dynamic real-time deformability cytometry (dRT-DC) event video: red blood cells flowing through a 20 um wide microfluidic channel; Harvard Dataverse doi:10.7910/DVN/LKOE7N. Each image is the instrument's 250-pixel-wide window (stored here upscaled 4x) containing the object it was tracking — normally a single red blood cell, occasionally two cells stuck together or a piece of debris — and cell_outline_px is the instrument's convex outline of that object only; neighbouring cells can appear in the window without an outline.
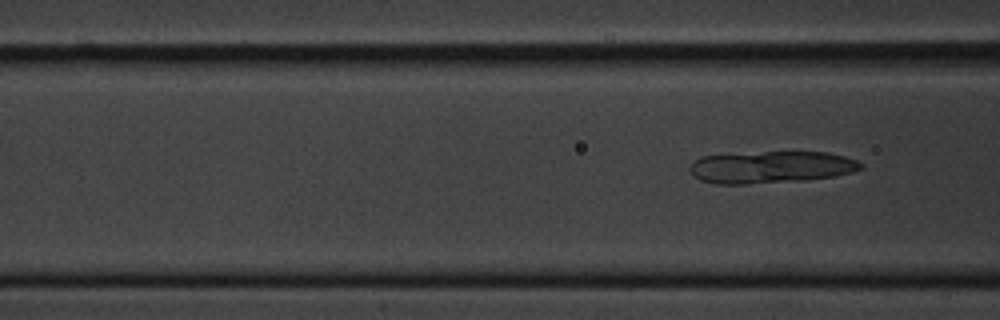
{"species": "common noctule bat (a hibernating species)", "species_latin": "Nyctalus noctula", "temperature_condition": "cold", "stored_images_in_passage": 5, "segment_of_instrument_passage": [2, 2], "camera_frame_rate_fps": 3000, "um_per_image_px": 0.085, "animal": {"sex": "male", "body_mass_g": 20.1, "forearm_length_mm": 53.5}, "frame": {"image": 1, "passage_image": 5, "time_ms": 6.0, "image_size_px": [1000, 320], "cell_outline_px": [[864, 168], [852, 172], [836, 176], [804, 180], [748, 184], [716, 184], [700, 180], [688, 168], [696, 160], [704, 156], [764, 152], [828, 152], [844, 156], [856, 160], [864, 164]], "centroid_in_image_um": [65.6, 14.21], "position_along_channel_um": 101.0, "area_um2": 31.79}}